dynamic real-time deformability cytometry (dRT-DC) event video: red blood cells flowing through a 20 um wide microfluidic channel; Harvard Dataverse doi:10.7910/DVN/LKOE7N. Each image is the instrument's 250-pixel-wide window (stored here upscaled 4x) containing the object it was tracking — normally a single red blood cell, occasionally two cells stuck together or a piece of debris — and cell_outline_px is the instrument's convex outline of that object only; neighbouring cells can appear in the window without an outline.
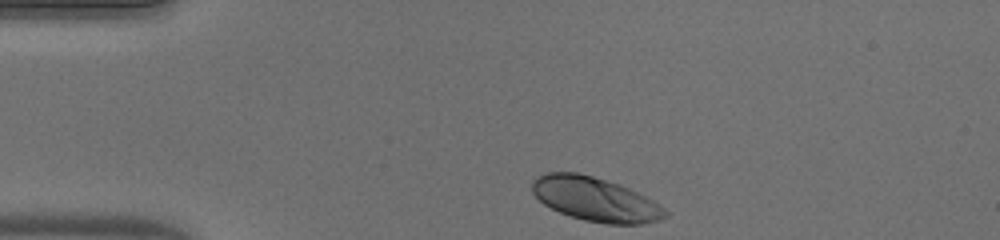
{"species": "human", "species_latin": "Homo sapiens", "temperature_condition": "warm", "stored_images_in_passage": 34, "camera_frame_rate_fps": 3000, "um_per_image_px": 0.085, "donor": {"sex": "male"}, "frame": {"image": 1, "passage_image": 1, "time_ms": 0.0, "image_size_px": [1000, 240], "cell_outline_px": [[668, 216], [660, 220], [644, 224], [608, 224], [584, 220], [560, 212], [544, 204], [532, 192], [532, 180], [536, 176], [544, 172], [576, 172], [592, 176], [620, 184], [652, 200], [664, 208], [668, 212]], "centroid_in_image_um": [50.6, 16.93], "position_along_channel_um": 34.4, "area_um2": 34.04}}
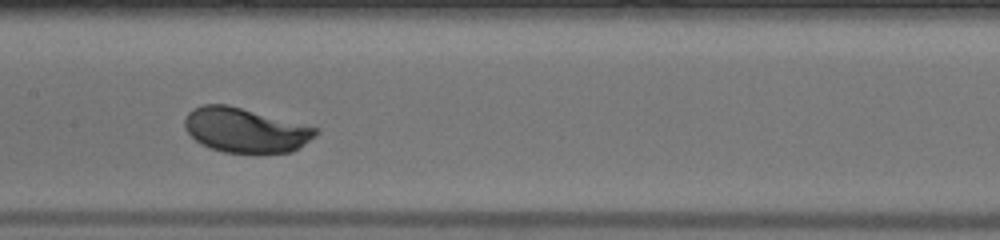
{"frame": {"image": 2, "passage_image": 16, "time_ms": 5.0, "image_size_px": [1000, 240], "cell_outline_px": [[320, 132], [316, 136], [292, 152], [224, 152], [200, 144], [184, 128], [184, 120], [188, 112], [192, 108], [200, 104], [228, 104], [320, 128]], "centroid_in_image_um": [20.86, 11.04], "position_along_channel_um": 186.5, "area_um2": 34.1}}
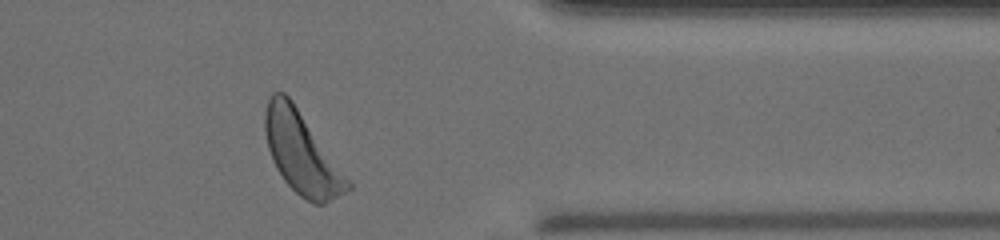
{"frame": {"image": 3, "passage_image": 32, "time_ms": 10.333, "image_size_px": [1000, 240], "cell_outline_px": [[352, 188], [324, 204], [312, 204], [300, 196], [284, 180], [276, 168], [272, 160], [268, 148], [264, 132], [264, 112], [268, 100], [272, 92], [284, 92], [292, 100], [352, 184]], "centroid_in_image_um": [25.61, 13.0], "position_along_channel_um": 385.8, "area_um2": 38.78}, "authors_computed_cell_mechanics": {"area_um2": 34.0731, "velocity_mm_per_s": 3.997, "shape_relaxation_time_tau1_ms": 1.8763, "shape_relaxation_time_tau2_ms": null, "deformation_change_tau1": 0.1437, "deformation_change_tau2": null}}